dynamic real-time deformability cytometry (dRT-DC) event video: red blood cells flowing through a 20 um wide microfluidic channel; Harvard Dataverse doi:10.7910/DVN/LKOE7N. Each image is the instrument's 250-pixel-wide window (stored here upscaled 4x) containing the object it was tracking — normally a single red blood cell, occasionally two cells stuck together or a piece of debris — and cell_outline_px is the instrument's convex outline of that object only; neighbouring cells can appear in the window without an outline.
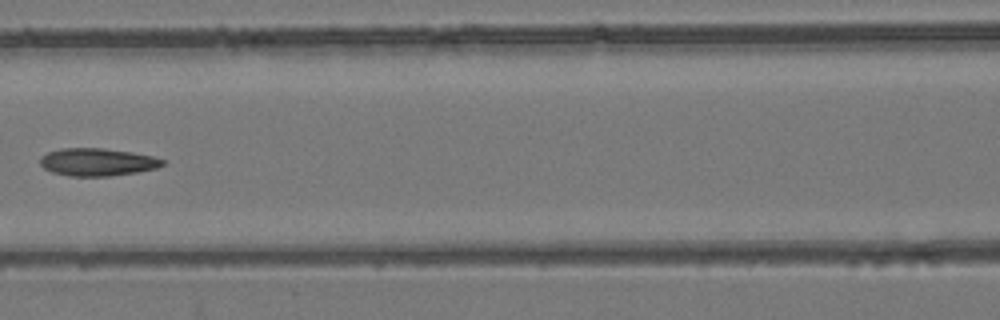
{"species": "common noctule bat (a hibernating species)", "species_latin": "Nyctalus noctula", "temperature_condition": "room temperature", "stored_images_in_passage": 5, "camera_frame_rate_fps": 3000, "um_per_image_px": 0.085, "animal": {"sex": "female", "body_mass_g": 24.6, "forearm_length_mm": 56.2}, "frame": {"image": 1, "passage_image": 5, "time_ms": 4.667, "image_size_px": [1000, 320], "cell_outline_px": [[164, 164], [156, 168], [136, 172], [112, 176], [68, 176], [52, 172], [44, 168], [40, 164], [40, 156], [48, 152], [60, 148], [104, 148], [132, 152], [152, 156], [164, 160]], "centroid_in_image_um": [8.24, 13.77], "position_along_channel_um": 158.4, "area_um2": 19.77}}